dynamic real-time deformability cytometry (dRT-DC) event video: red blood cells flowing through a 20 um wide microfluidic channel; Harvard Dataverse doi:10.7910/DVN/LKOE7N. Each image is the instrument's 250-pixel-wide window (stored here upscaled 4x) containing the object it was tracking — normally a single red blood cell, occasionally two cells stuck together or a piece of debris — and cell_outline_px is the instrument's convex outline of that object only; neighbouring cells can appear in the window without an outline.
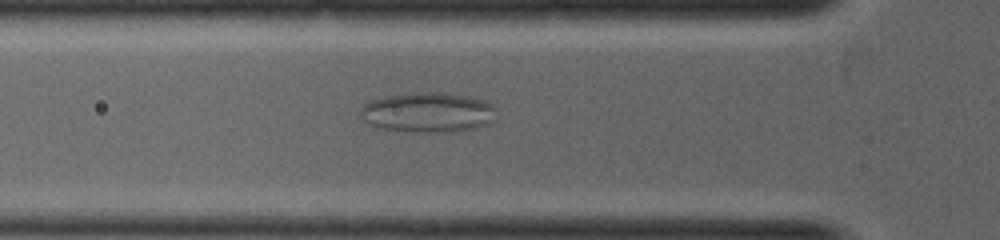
{"species": "common noctule bat (a hibernating species)", "species_latin": "Nyctalus noctula", "temperature_condition": "warm", "stored_images_in_passage": 32, "camera_frame_rate_fps": 5000, "um_per_image_px": 0.085, "animal": {"sex": "female", "body_mass_g": 19.0, "forearm_length_mm": 53.3}, "frame": {"image": 1, "passage_image": 8, "time_ms": 1.4, "image_size_px": [1000, 240], "cell_outline_px": [[496, 108], [492, 120], [488, 124], [476, 128], [452, 132], [404, 132], [376, 128], [368, 124], [360, 116], [360, 108], [364, 104], [372, 100], [388, 96], [416, 92], [444, 92], [468, 96], [484, 100], [492, 104]], "centroid_in_image_um": [36.35, 9.57], "position_along_channel_um": 89.5, "area_um2": 32.08}}
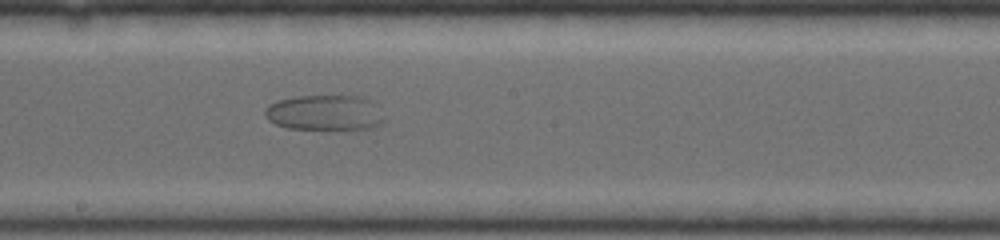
{"frame": {"image": 2, "passage_image": 16, "time_ms": 3.0, "image_size_px": [1000, 240], "cell_outline_px": [[384, 124], [372, 128], [288, 128], [276, 124], [268, 120], [264, 116], [264, 108], [268, 104], [280, 100], [296, 96], [364, 96], [384, 116]], "centroid_in_image_um": [27.57, 9.57], "position_along_channel_um": 220.6, "area_um2": 24.28}}
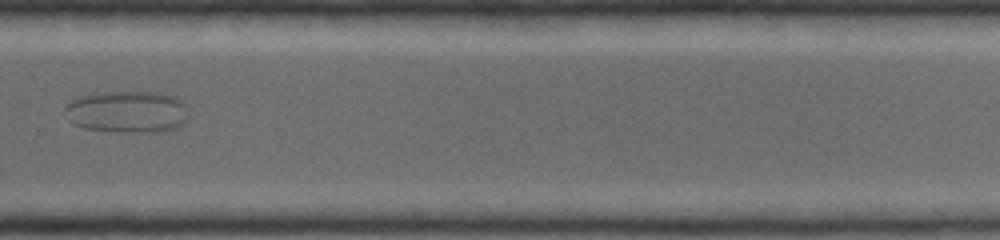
{"frame": {"image": 3, "passage_image": 22, "time_ms": 4.2, "image_size_px": [1000, 240], "cell_outline_px": [[188, 120], [184, 124], [176, 128], [160, 132], [120, 132], [84, 128], [72, 124], [68, 120], [64, 108], [72, 100], [96, 92], [160, 92], [172, 96], [180, 100], [184, 104], [188, 116]], "centroid_in_image_um": [10.83, 9.51], "position_along_channel_um": 319.0, "area_um2": 30.4}}